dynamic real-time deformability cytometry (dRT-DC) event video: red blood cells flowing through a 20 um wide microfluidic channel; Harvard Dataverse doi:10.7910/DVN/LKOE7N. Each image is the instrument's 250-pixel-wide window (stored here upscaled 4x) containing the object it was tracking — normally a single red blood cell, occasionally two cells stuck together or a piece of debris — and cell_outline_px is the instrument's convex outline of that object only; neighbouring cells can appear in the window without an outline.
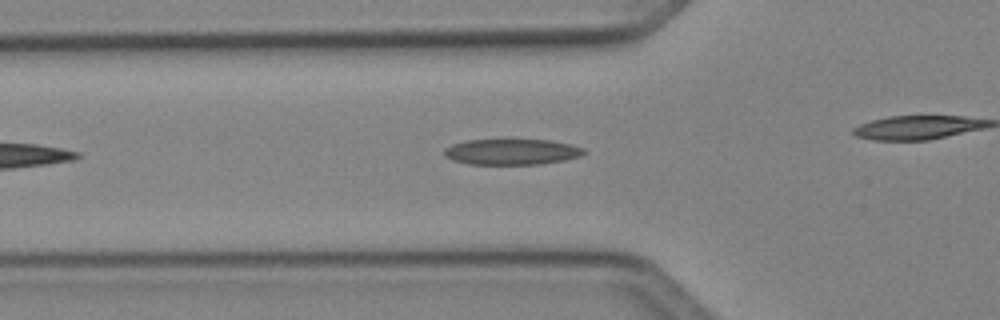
{"species": "Egyptian fruit bat (a non-hibernating species)", "species_latin": "Rousettus aegyptiacus", "temperature_condition": "cold", "stored_images_in_passage": 30, "camera_frame_rate_fps": 3000, "um_per_image_px": 0.085, "animal": {"sex": "female"}, "frame": {"image": 1, "passage_image": 7, "time_ms": 2.0, "image_size_px": [1000, 320], "cell_outline_px": [[588, 152], [580, 156], [564, 160], [540, 164], [468, 164], [452, 160], [444, 156], [444, 148], [452, 144], [464, 140], [552, 140], [572, 144], [584, 148]], "centroid_in_image_um": [43.5, 12.9], "position_along_channel_um": 82.3, "area_um2": 21.15}}
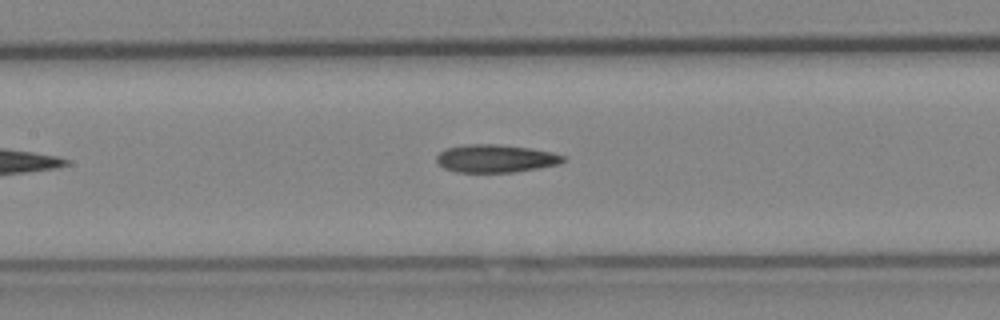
{"frame": {"image": 2, "passage_image": 13, "time_ms": 4.0, "image_size_px": [1000, 320], "cell_outline_px": [[564, 160], [560, 164], [516, 172], [456, 172], [444, 168], [436, 160], [436, 156], [440, 152], [448, 148], [468, 144], [492, 144], [528, 148], [552, 152], [564, 156]], "centroid_in_image_um": [42.12, 13.48], "position_along_channel_um": 165.3, "area_um2": 20.35}}
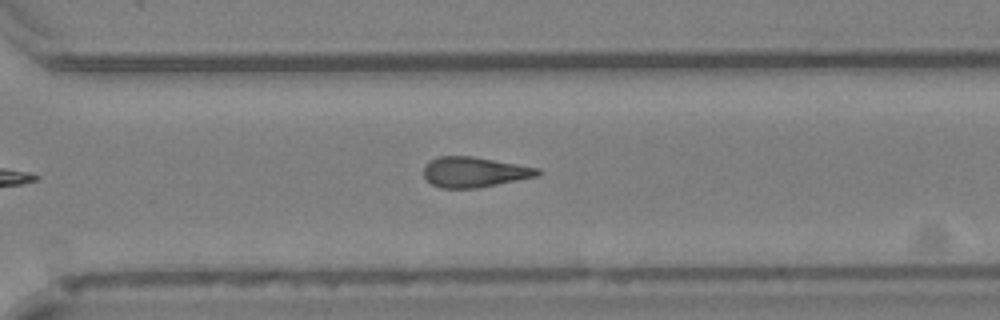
{"frame": {"image": 3, "passage_image": 25, "time_ms": 8.0, "image_size_px": [1000, 320], "cell_outline_px": [[540, 176], [476, 188], [440, 188], [432, 184], [424, 176], [424, 164], [440, 156], [472, 156], [540, 168]], "centroid_in_image_um": [40.33, 14.62], "position_along_channel_um": 330.3, "area_um2": 20.06}}